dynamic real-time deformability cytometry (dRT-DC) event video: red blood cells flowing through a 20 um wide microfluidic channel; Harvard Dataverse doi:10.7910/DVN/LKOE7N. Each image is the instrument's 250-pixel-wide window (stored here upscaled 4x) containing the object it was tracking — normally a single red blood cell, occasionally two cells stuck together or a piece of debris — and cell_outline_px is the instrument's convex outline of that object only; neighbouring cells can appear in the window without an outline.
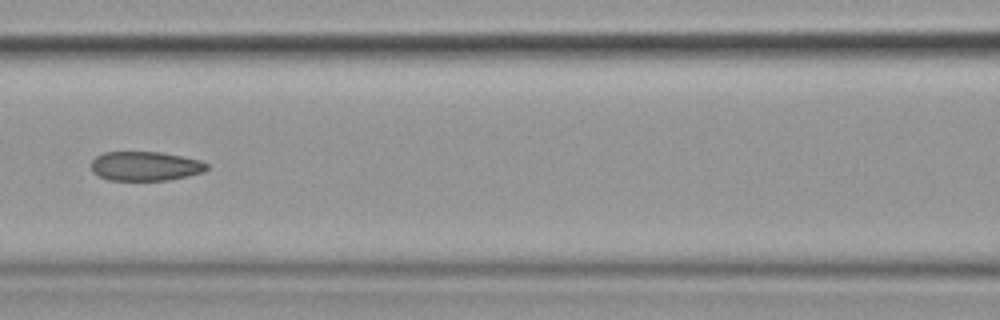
{"species": "common noctule bat (a hibernating species)", "species_latin": "Nyctalus noctula", "temperature_condition": "cold", "stored_images_in_passage": 9, "camera_frame_rate_fps": 3000, "um_per_image_px": 0.085, "animal": {"sex": "female", "body_mass_g": 19.9}, "frame": {"image": 1, "passage_image": 7, "time_ms": 7.667, "image_size_px": [1000, 320], "cell_outline_px": [[208, 168], [204, 172], [188, 176], [168, 180], [108, 180], [92, 172], [92, 160], [96, 156], [104, 152], [160, 152], [200, 160], [208, 164]], "centroid_in_image_um": [12.36, 14.12], "position_along_channel_um": 154.2, "area_um2": 19.71}}
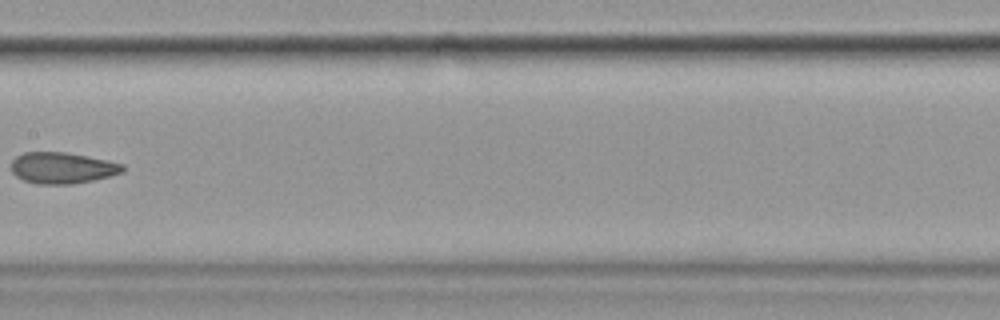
{"frame": {"image": 2, "passage_image": 8, "time_ms": 9.0, "image_size_px": [1000, 320], "cell_outline_px": [[124, 172], [92, 180], [72, 184], [36, 184], [24, 180], [16, 176], [12, 172], [12, 160], [16, 156], [24, 152], [64, 152], [108, 160], [124, 164]], "centroid_in_image_um": [5.29, 14.27], "position_along_channel_um": 202.1, "area_um2": 20.23}}
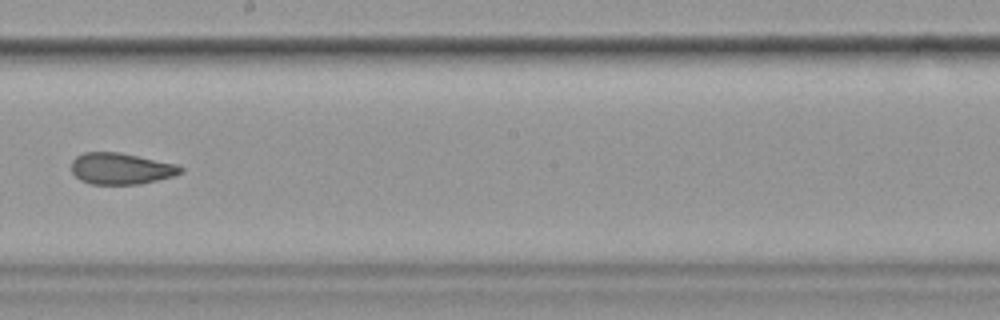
{"frame": {"image": 3, "passage_image": 9, "time_ms": 10.0, "image_size_px": [1000, 320], "cell_outline_px": [[184, 172], [172, 176], [140, 184], [92, 184], [80, 180], [72, 172], [72, 160], [76, 156], [84, 152], [120, 152], [176, 164], [184, 168]], "centroid_in_image_um": [10.28, 14.33], "position_along_channel_um": 237.9, "area_um2": 19.94}}